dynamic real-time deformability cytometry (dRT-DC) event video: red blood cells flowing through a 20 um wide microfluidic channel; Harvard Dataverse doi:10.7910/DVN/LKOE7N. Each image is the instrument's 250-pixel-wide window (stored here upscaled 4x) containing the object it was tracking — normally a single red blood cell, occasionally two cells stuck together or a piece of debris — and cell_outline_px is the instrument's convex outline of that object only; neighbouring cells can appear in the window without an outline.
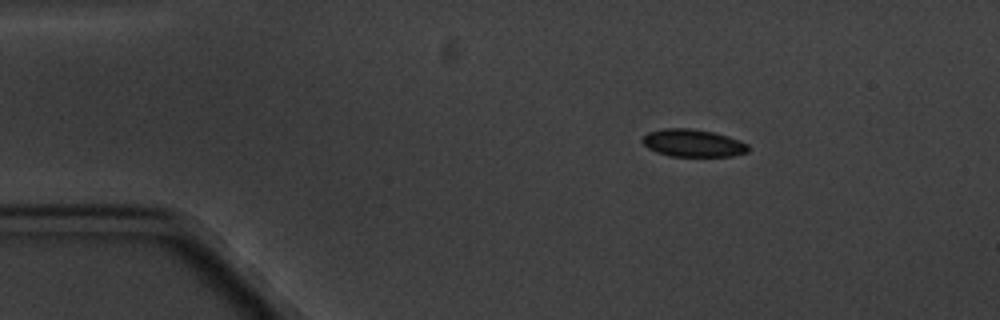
{"species": "common noctule bat (a hibernating species)", "species_latin": "Nyctalus noctula", "temperature_condition": "cold", "stored_images_in_passage": 4, "camera_frame_rate_fps": 3000, "um_per_image_px": 0.085, "animal": {"sex": "male", "body_mass_g": 20.1, "forearm_length_mm": 53.5}, "frame": {"image": 1, "passage_image": 2, "time_ms": 1.333, "image_size_px": [1000, 320], "cell_outline_px": [[748, 152], [732, 156], [668, 156], [656, 152], [648, 148], [640, 140], [648, 132], [664, 128], [688, 128], [712, 132], [728, 136], [740, 140], [748, 144]], "centroid_in_image_um": [58.89, 12.16], "position_along_channel_um": 26.1, "area_um2": 16.99}}